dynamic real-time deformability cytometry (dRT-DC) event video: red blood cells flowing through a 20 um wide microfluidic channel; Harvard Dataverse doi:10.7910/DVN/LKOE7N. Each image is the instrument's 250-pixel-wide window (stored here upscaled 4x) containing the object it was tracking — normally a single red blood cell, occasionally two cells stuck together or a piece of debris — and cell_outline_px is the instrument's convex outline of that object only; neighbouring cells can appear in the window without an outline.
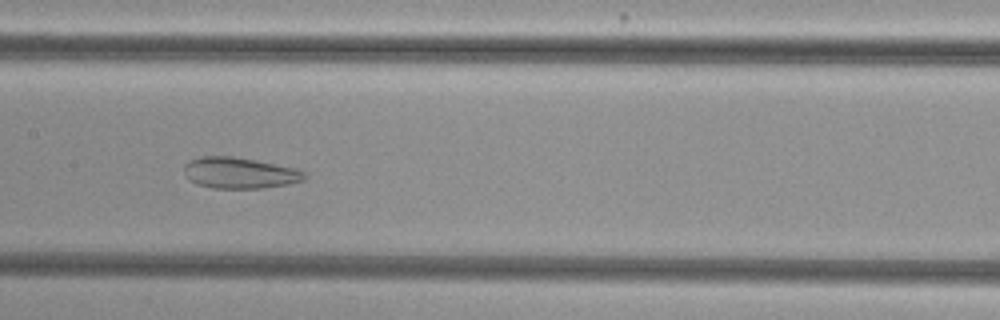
{"species": "common noctule bat (a hibernating species)", "species_latin": "Nyctalus noctula", "temperature_condition": "cold", "stored_images_in_passage": 53, "camera_frame_rate_fps": 3000, "um_per_image_px": 0.085, "animal": {"sex": "female", "body_mass_g": 29.2, "forearm_length_mm": 56.3}, "frame": {"image": 1, "passage_image": 26, "time_ms": 8.333, "image_size_px": [1000, 320], "cell_outline_px": [[308, 176], [304, 180], [288, 184], [264, 188], [212, 188], [200, 184], [184, 176], [184, 164], [188, 160], [204, 156], [232, 156], [256, 160], [300, 168]], "centroid_in_image_um": [20.41, 14.69], "position_along_channel_um": 187.0, "area_um2": 22.02}}
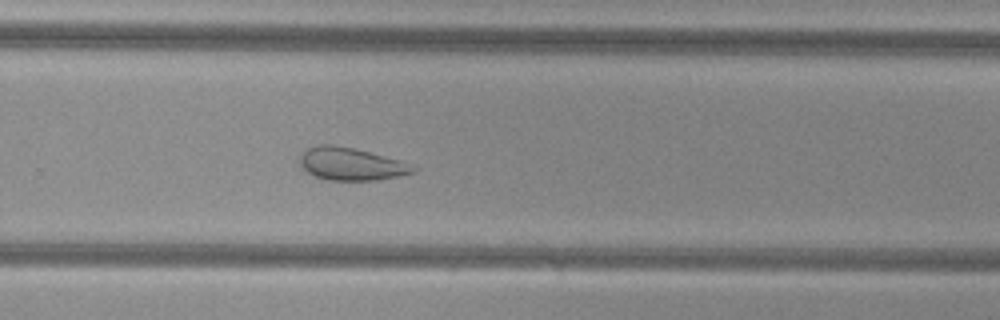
{"frame": {"image": 2, "passage_image": 35, "time_ms": 11.333, "image_size_px": [1000, 320], "cell_outline_px": [[420, 168], [416, 172], [400, 176], [380, 180], [328, 180], [316, 176], [308, 172], [300, 164], [300, 156], [308, 148], [320, 144], [332, 144], [352, 148], [400, 160]], "centroid_in_image_um": [29.9, 13.95], "position_along_channel_um": 299.9, "area_um2": 21.44}}
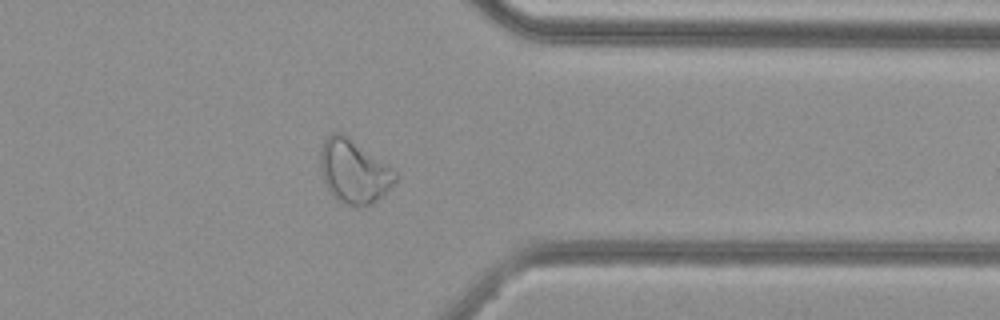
{"frame": {"image": 3, "passage_image": 42, "time_ms": 13.667, "image_size_px": [1000, 320], "cell_outline_px": [[396, 180], [372, 204], [348, 204], [336, 200], [328, 192], [324, 184], [320, 172], [320, 148], [324, 140], [332, 132], [340, 132], [396, 172]], "centroid_in_image_um": [29.98, 14.57], "position_along_channel_um": 381.4, "area_um2": 26.93}, "authors_computed_cell_mechanics": {"area_um2": 29.3046, "velocity_mm_per_s": 3.7778, "shape_relaxation_time_tau1_ms": null, "shape_relaxation_time_tau2_ms": 2.2984, "deformation_change_tau1": null, "deformation_change_tau2": 0.0939}}